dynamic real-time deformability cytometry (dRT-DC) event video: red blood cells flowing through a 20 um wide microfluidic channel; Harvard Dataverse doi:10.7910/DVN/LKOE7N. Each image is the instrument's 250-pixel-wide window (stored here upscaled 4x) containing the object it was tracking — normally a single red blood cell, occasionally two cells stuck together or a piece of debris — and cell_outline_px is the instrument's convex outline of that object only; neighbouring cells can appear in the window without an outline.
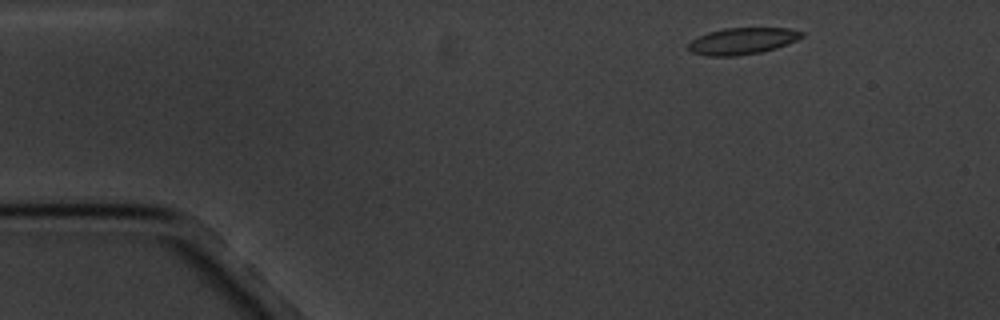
{"species": "common noctule bat (a hibernating species)", "species_latin": "Nyctalus noctula", "temperature_condition": "cold", "stored_images_in_passage": 6, "camera_frame_rate_fps": 3000, "um_per_image_px": 0.085, "animal": {"sex": "male", "body_mass_g": 20.1, "forearm_length_mm": 53.5}, "frame": {"image": 1, "passage_image": 1, "time_ms": 0.0, "image_size_px": [1000, 320], "cell_outline_px": [[804, 36], [788, 44], [776, 48], [760, 52], [736, 56], [708, 56], [692, 52], [688, 48], [688, 44], [692, 40], [708, 32], [724, 28], [788, 28], [804, 32]], "centroid_in_image_um": [63.12, 3.48], "position_along_channel_um": 21.9, "area_um2": 17.51}}
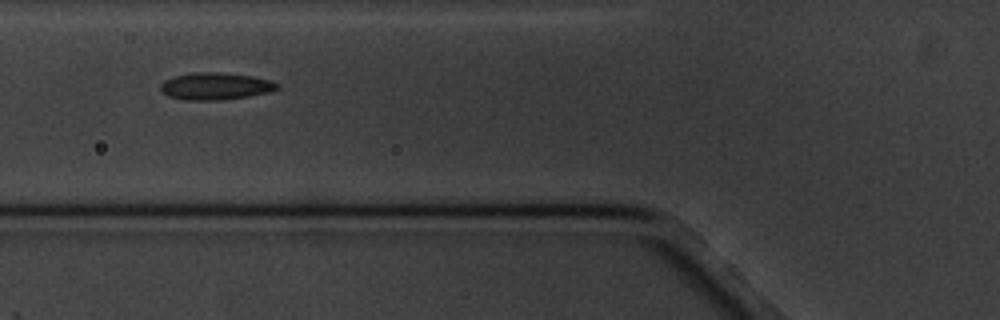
{"frame": {"image": 2, "passage_image": 5, "time_ms": 4.667, "image_size_px": [1000, 320], "cell_outline_px": [[280, 88], [268, 92], [248, 96], [220, 100], [184, 100], [168, 96], [160, 92], [160, 84], [164, 80], [176, 76], [192, 72], [220, 72], [252, 76], [272, 80], [280, 84]], "centroid_in_image_um": [18.31, 7.32], "position_along_channel_um": 107.5, "area_um2": 18.61}}
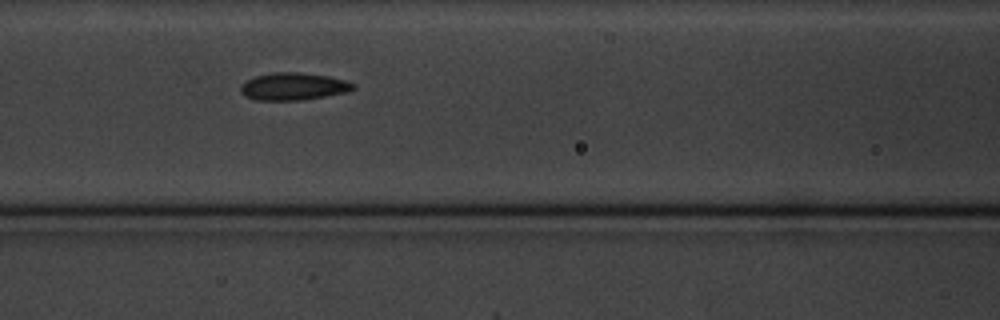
{"frame": {"image": 3, "passage_image": 6, "time_ms": 5.667, "image_size_px": [1000, 320], "cell_outline_px": [[356, 88], [348, 92], [300, 100], [256, 100], [244, 96], [240, 92], [240, 84], [244, 80], [256, 76], [272, 72], [300, 72], [328, 76], [348, 80], [356, 84]], "centroid_in_image_um": [24.93, 7.34], "position_along_channel_um": 141.7, "area_um2": 18.26}}